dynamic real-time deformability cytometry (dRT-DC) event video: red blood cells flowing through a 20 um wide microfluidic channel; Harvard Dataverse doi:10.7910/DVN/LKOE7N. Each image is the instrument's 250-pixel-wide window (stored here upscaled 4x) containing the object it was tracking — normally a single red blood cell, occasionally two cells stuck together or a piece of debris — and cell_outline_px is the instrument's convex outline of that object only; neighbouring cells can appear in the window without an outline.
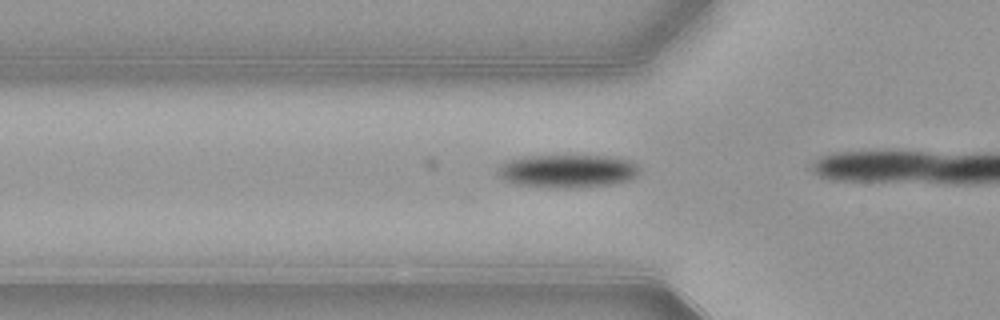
{"species": "common noctule bat (a hibernating species)", "species_latin": "Nyctalus noctula", "temperature_condition": "warm", "stored_images_in_passage": 7, "camera_frame_rate_fps": 3000, "um_per_image_px": 0.085, "animal": {"sex": "female", "body_mass_g": 21.9}, "frame": {"image": 1, "passage_image": 3, "time_ms": 0.667, "image_size_px": [1000, 320], "cell_outline_px": [[640, 172], [632, 180], [616, 184], [572, 188], [556, 188], [516, 184], [504, 180], [496, 172], [496, 168], [504, 160], [524, 156], [612, 156], [632, 160], [640, 168]], "centroid_in_image_um": [48.26, 14.54], "position_along_channel_um": 77.5, "area_um2": 27.98}}
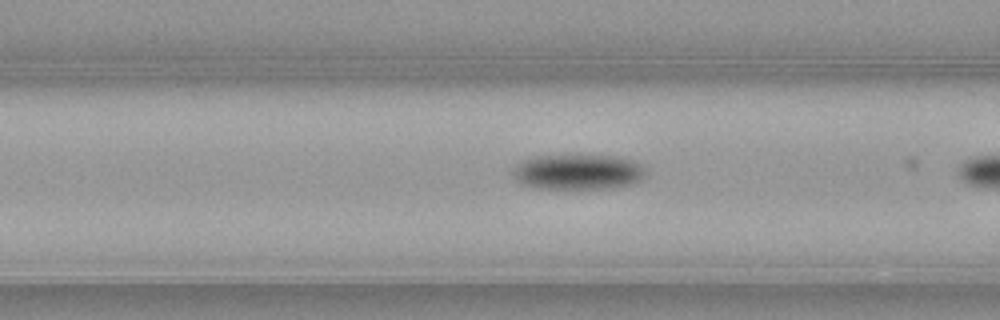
{"frame": {"image": 2, "passage_image": 6, "time_ms": 1.667, "image_size_px": [1000, 320], "cell_outline_px": [[648, 176], [636, 184], [612, 188], [540, 188], [524, 184], [516, 180], [512, 176], [512, 168], [520, 160], [536, 156], [612, 156], [632, 160], [640, 164], [644, 168]], "centroid_in_image_um": [49.15, 14.62], "position_along_channel_um": 117.4, "area_um2": 27.46}}